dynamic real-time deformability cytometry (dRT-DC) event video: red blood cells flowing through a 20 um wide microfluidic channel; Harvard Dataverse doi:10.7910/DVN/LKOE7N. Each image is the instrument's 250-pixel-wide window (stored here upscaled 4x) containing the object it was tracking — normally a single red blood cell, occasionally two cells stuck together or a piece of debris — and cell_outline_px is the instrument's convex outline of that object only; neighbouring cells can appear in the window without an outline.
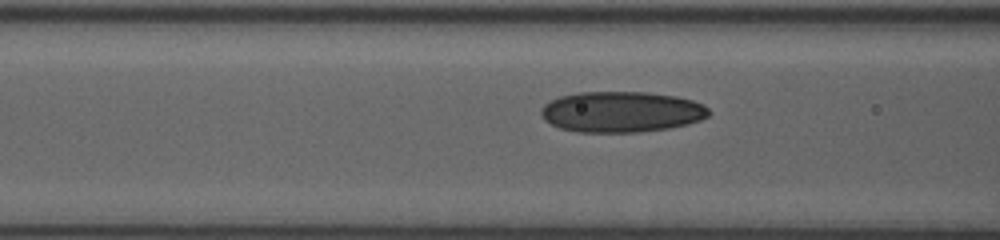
{"species": "human", "species_latin": "Homo sapiens", "temperature_condition": "room temperature", "stored_images_in_passage": 35, "camera_frame_rate_fps": 3000, "um_per_image_px": 0.085, "donor": {"sex": "female"}, "frame": {"image": 1, "passage_image": 11, "time_ms": 3.333, "image_size_px": [1000, 240], "cell_outline_px": [[712, 112], [708, 116], [700, 120], [688, 124], [668, 128], [636, 132], [576, 132], [560, 128], [544, 120], [540, 112], [540, 108], [544, 104], [560, 96], [580, 92], [648, 92], [676, 96], [692, 100], [704, 104]], "centroid_in_image_um": [52.83, 9.5], "position_along_channel_um": 113.8, "area_um2": 40.06}}
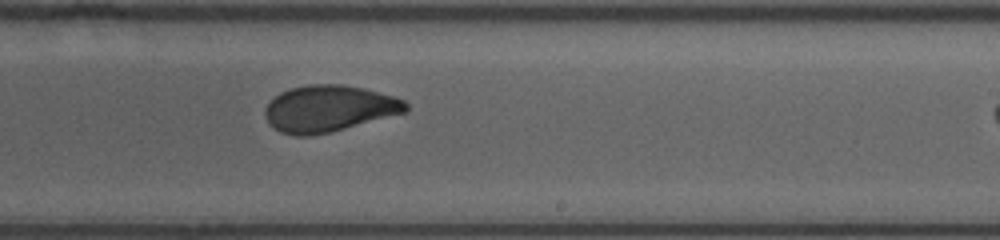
{"frame": {"image": 2, "passage_image": 22, "time_ms": 7.0, "image_size_px": [1000, 240], "cell_outline_px": [[408, 112], [312, 136], [296, 136], [280, 132], [268, 124], [264, 112], [264, 108], [280, 92], [292, 88], [308, 84], [344, 84], [364, 88], [392, 96], [404, 100], [408, 104]], "centroid_in_image_um": [27.95, 9.23], "position_along_channel_um": 261.1, "area_um2": 38.09}}
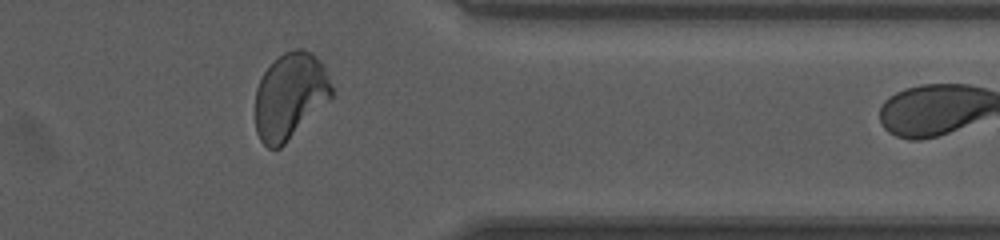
{"frame": {"image": 3, "passage_image": 32, "time_ms": 10.333, "image_size_px": [1000, 240], "cell_outline_px": [[332, 96], [280, 148], [268, 148], [260, 140], [256, 132], [256, 88], [264, 72], [284, 52], [296, 48], [304, 48], [312, 52], [320, 60], [332, 84]], "centroid_in_image_um": [24.65, 8.14], "position_along_channel_um": 386.8, "area_um2": 37.86}, "authors_computed_cell_mechanics": {"area_um2": 38.4948, "velocity_mm_per_s": 4.0206, "shape_relaxation_time_tau1_ms": 6.7886, "shape_relaxation_time_tau2_ms": 0.977, "deformation_change_tau1": 0.1912, "deformation_change_tau2": 0.0636}}